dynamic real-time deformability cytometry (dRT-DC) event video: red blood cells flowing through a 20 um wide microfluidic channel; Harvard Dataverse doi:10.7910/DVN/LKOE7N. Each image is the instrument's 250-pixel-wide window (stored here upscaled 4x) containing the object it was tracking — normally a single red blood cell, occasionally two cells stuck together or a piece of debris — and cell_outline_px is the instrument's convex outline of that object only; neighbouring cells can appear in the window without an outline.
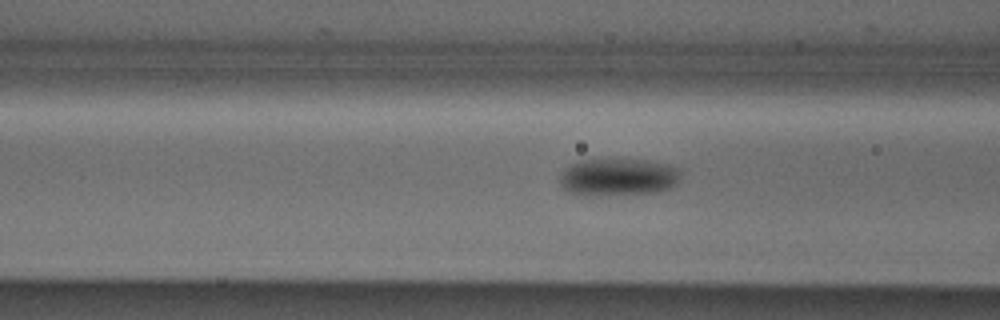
{"species": "Egyptian fruit bat (a non-hibernating species)", "species_latin": "Rousettus aegyptiacus", "temperature_condition": "cold", "stored_images_in_passage": 39, "camera_frame_rate_fps": 3000, "um_per_image_px": 0.085, "animal": {"sex": "male"}, "frame": {"image": 1, "passage_image": 13, "time_ms": 4.0, "image_size_px": [1000, 320], "cell_outline_px": [[680, 180], [672, 188], [656, 192], [572, 192], [564, 188], [560, 184], [560, 176], [572, 164], [580, 160], [648, 160], [668, 164], [680, 168]], "centroid_in_image_um": [52.67, 14.99], "position_along_channel_um": 113.9, "area_um2": 24.97}}
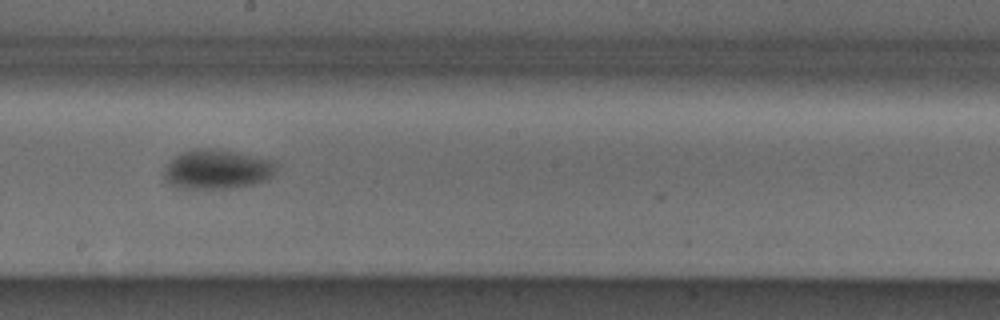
{"frame": {"image": 2, "passage_image": 22, "time_ms": 7.0, "image_size_px": [1000, 320], "cell_outline_px": [[276, 168], [272, 176], [268, 180], [256, 184], [232, 188], [180, 188], [168, 184], [164, 180], [164, 168], [180, 152], [192, 148], [208, 148], [236, 152], [272, 160], [276, 164]], "centroid_in_image_um": [18.44, 14.4], "position_along_channel_um": 229.8, "area_um2": 25.95}}
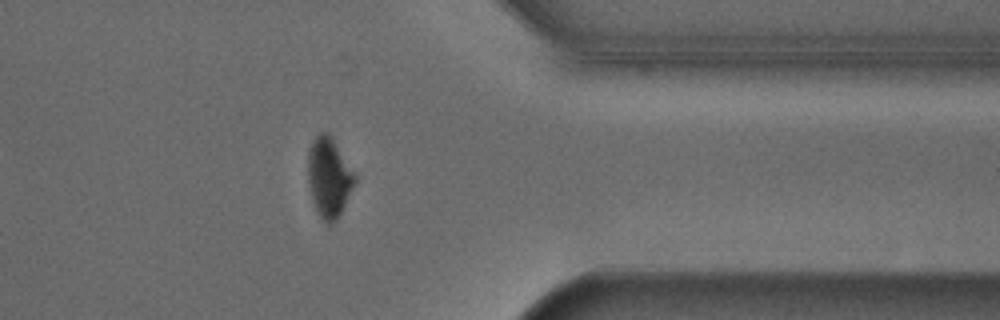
{"frame": {"image": 3, "passage_image": 35, "time_ms": 11.333, "image_size_px": [1000, 320], "cell_outline_px": [[356, 180], [336, 220], [328, 224], [320, 216], [312, 200], [308, 184], [308, 152], [316, 136], [320, 132], [328, 132], [332, 136], [356, 172]], "centroid_in_image_um": [27.97, 15.02], "position_along_channel_um": 383.4, "area_um2": 21.62}, "authors_computed_cell_mechanics": {"area_um2": 23.698, "velocity_mm_per_s": 3.8627, "shape_relaxation_time_tau1_ms": 3.0468, "shape_relaxation_time_tau2_ms": null, "deformation_change_tau1": 0.1154, "deformation_change_tau2": null}}